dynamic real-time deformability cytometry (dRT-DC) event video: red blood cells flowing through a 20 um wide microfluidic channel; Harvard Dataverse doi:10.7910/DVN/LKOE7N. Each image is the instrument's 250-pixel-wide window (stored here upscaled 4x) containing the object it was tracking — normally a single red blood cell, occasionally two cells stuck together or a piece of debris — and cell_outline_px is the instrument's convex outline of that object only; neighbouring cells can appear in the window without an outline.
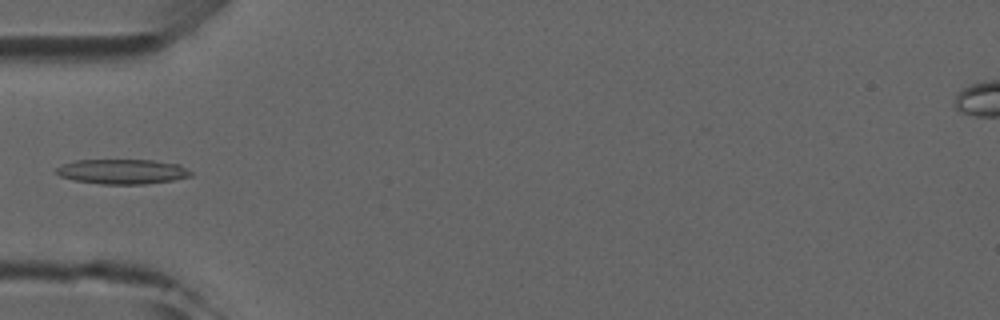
{"species": "common noctule bat (a hibernating species)", "species_latin": "Nyctalus noctula", "temperature_condition": "room temperature", "stored_images_in_passage": 5, "camera_frame_rate_fps": 3000, "um_per_image_px": 0.085, "animal": {"sex": "male", "forearm_length_mm": 52.5}, "frame": {"image": 1, "passage_image": 5, "time_ms": 4.667, "image_size_px": [1000, 320], "cell_outline_px": [[192, 176], [172, 180], [144, 184], [100, 184], [76, 180], [60, 176], [56, 172], [56, 168], [64, 164], [76, 160], [152, 160], [180, 164], [192, 172]], "centroid_in_image_um": [10.43, 14.58], "position_along_channel_um": 74.6, "area_um2": 19.36}}